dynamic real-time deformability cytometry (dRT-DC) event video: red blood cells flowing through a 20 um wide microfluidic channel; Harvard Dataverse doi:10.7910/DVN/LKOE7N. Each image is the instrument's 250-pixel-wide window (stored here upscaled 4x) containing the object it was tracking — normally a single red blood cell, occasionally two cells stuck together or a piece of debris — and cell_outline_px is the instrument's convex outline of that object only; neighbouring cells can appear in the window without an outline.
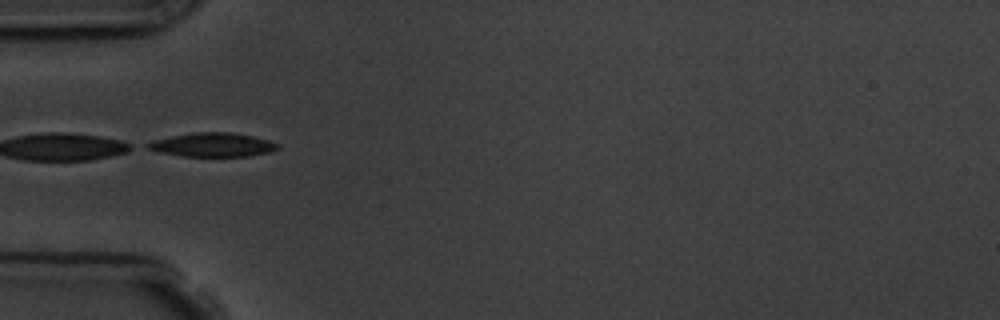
{"species": "common noctule bat (a hibernating species)", "species_latin": "Nyctalus noctula", "temperature_condition": "room temperature", "stored_images_in_passage": 7, "camera_frame_rate_fps": 3000, "um_per_image_px": 0.085, "animal": {"sex": "male", "body_mass_g": 19.5, "forearm_length_mm": 54.6}, "frame": {"image": 1, "passage_image": 1, "time_ms": 0.0, "image_size_px": [1000, 320], "cell_outline_px": [[280, 148], [272, 152], [248, 156], [184, 156], [160, 152], [148, 148], [144, 144], [152, 140], [192, 132], [232, 132], [252, 136], [268, 140], [280, 144]], "centroid_in_image_um": [18.1, 12.3], "position_along_channel_um": 66.9, "area_um2": 18.15}}